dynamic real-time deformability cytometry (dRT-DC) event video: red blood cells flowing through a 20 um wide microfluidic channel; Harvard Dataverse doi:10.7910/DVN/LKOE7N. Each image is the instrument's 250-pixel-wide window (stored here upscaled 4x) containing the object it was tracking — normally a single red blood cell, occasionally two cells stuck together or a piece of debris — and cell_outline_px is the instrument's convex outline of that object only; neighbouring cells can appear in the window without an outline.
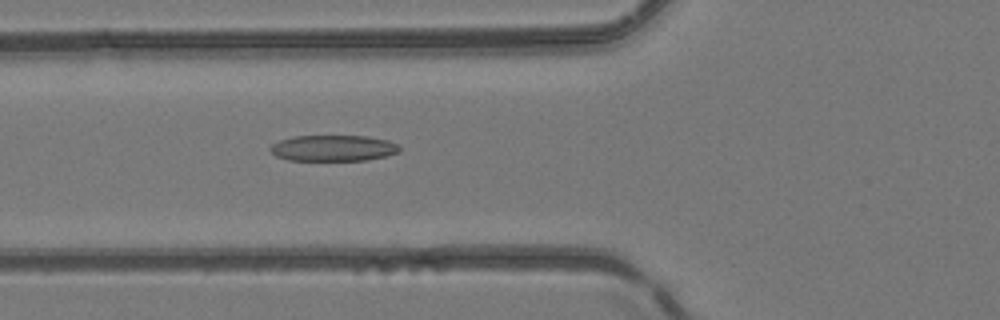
{"species": "common noctule bat (a hibernating species)", "species_latin": "Nyctalus noctula", "temperature_condition": "room temperature", "stored_images_in_passage": 46, "camera_frame_rate_fps": 3000, "um_per_image_px": 0.085, "animal": {"sex": "female", "body_mass_g": 24.6, "forearm_length_mm": 56.2}, "frame": {"image": 1, "passage_image": 20, "time_ms": 6.333, "image_size_px": [1000, 320], "cell_outline_px": [[400, 152], [388, 156], [368, 160], [288, 160], [276, 156], [268, 148], [272, 144], [280, 140], [292, 136], [368, 136], [388, 140], [400, 144]], "centroid_in_image_um": [28.37, 12.59], "position_along_channel_um": 97.4, "area_um2": 19.83}}
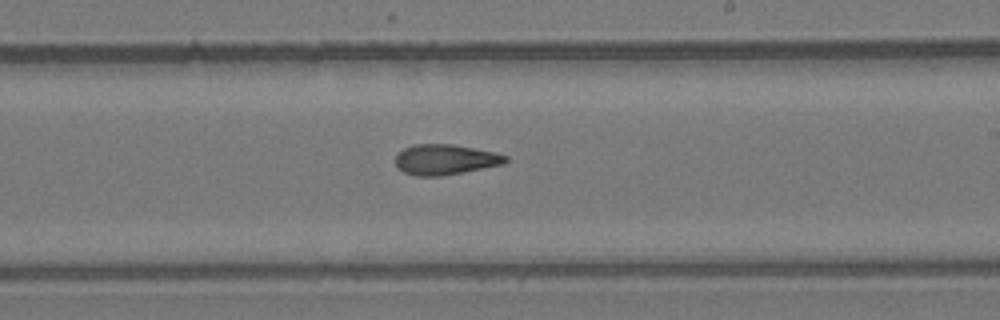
{"frame": {"image": 2, "passage_image": 31, "time_ms": 10.0, "image_size_px": [1000, 320], "cell_outline_px": [[508, 160], [504, 164], [440, 176], [416, 176], [404, 172], [396, 168], [396, 156], [404, 148], [412, 144], [452, 144], [496, 152], [508, 156]], "centroid_in_image_um": [37.84, 13.55], "position_along_channel_um": 251.2, "area_um2": 19.48}}
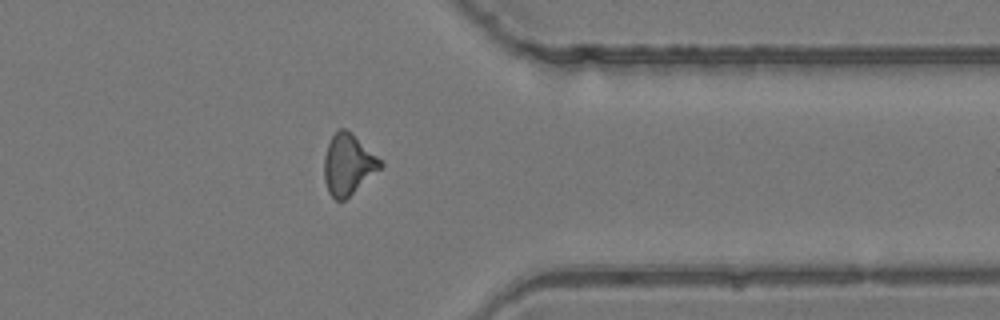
{"frame": {"image": 3, "passage_image": 41, "time_ms": 13.333, "image_size_px": [1000, 320], "cell_outline_px": [[384, 164], [380, 168], [344, 200], [336, 200], [328, 192], [324, 180], [324, 156], [328, 144], [332, 136], [340, 128], [344, 128], [352, 132]], "centroid_in_image_um": [29.56, 13.96], "position_along_channel_um": 381.8, "area_um2": 19.48}}